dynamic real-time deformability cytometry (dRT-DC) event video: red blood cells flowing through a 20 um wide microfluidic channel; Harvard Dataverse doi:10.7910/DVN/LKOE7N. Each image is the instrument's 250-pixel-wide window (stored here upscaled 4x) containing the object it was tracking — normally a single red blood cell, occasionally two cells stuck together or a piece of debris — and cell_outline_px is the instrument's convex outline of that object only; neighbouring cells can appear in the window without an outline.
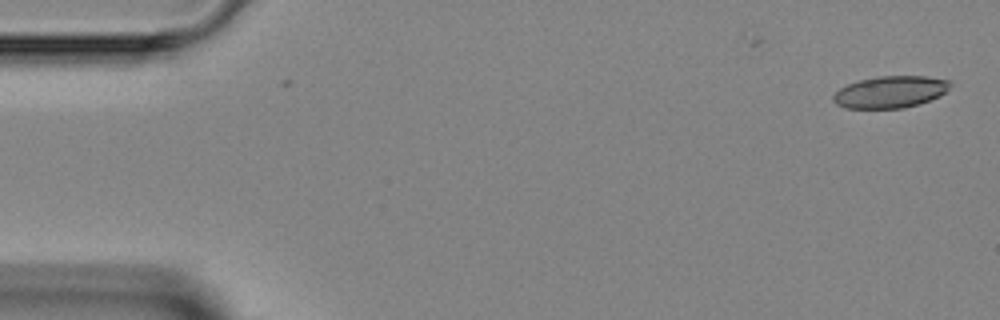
{"species": "Egyptian fruit bat (a non-hibernating species)", "species_latin": "Rousettus aegyptiacus", "temperature_condition": "room temperature", "stored_images_in_passage": 2, "camera_frame_rate_fps": 3000, "um_per_image_px": 0.085, "animal": {"sex": "female"}, "frame": {"image": 1, "passage_image": 1, "time_ms": 0.0, "image_size_px": [1000, 320], "cell_outline_px": [[952, 84], [940, 96], [920, 104], [904, 108], [844, 108], [836, 104], [832, 100], [832, 96], [840, 88], [848, 84], [860, 80], [880, 76], [928, 76], [952, 80]], "centroid_in_image_um": [75.7, 7.81], "position_along_channel_um": 9.3, "area_um2": 21.85}}